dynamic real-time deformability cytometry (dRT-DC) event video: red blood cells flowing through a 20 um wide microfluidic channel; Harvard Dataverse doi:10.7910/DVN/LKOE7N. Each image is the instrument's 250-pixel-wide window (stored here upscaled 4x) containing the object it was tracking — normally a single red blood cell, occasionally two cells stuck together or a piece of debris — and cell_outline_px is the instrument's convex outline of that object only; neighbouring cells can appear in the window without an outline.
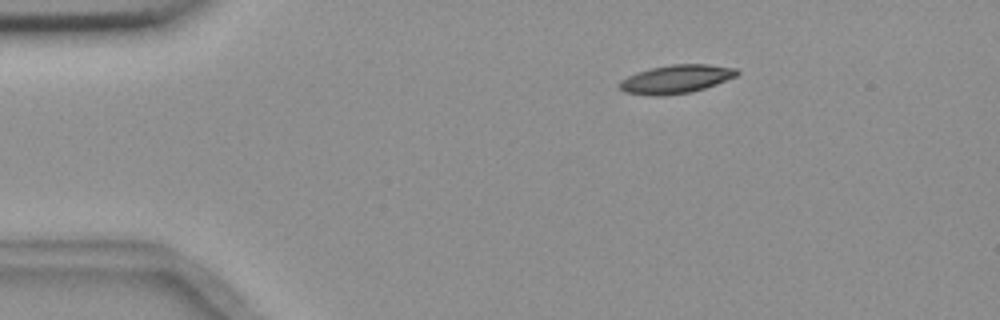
{"species": "common noctule bat (a hibernating species)", "species_latin": "Nyctalus noctula", "temperature_condition": "room temperature", "stored_images_in_passage": 4, "camera_frame_rate_fps": 3000, "um_per_image_px": 0.085, "animal": {"sex": "female", "body_mass_g": 18.4}, "frame": {"image": 1, "passage_image": 2, "time_ms": 1.0, "image_size_px": [1000, 320], "cell_outline_px": [[740, 72], [736, 76], [716, 84], [692, 92], [664, 96], [652, 96], [624, 92], [620, 88], [620, 80], [636, 72], [652, 68], [672, 64], [708, 64], [736, 68]], "centroid_in_image_um": [57.46, 6.73], "position_along_channel_um": 27.5, "area_um2": 19.48}}
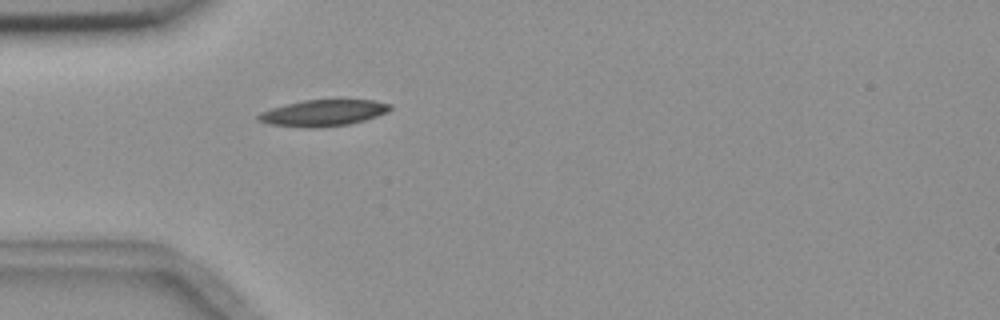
{"frame": {"image": 2, "passage_image": 4, "time_ms": 3.333, "image_size_px": [1000, 320], "cell_outline_px": [[392, 108], [388, 112], [364, 120], [348, 124], [316, 128], [308, 128], [272, 124], [256, 120], [256, 116], [260, 112], [272, 108], [304, 100], [372, 100], [392, 104]], "centroid_in_image_um": [27.48, 9.6], "position_along_channel_um": 57.5, "area_um2": 20.06}}